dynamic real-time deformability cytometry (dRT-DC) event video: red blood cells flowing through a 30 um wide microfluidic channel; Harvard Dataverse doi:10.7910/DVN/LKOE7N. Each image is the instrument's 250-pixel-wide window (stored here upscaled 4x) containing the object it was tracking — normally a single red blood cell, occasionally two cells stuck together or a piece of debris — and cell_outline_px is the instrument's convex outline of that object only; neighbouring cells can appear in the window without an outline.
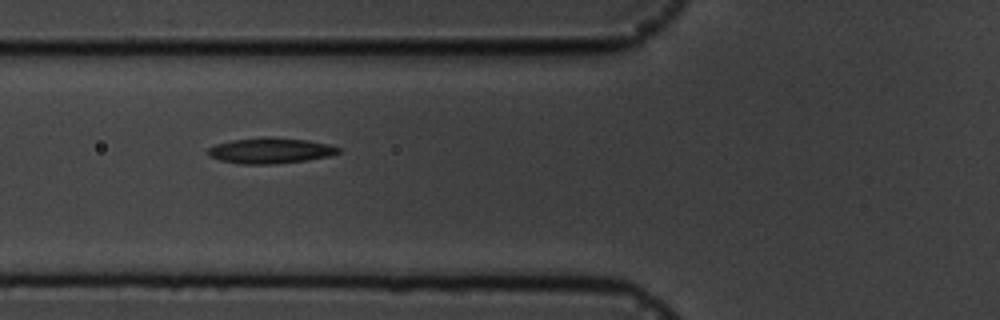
{"species": "common noctule bat (a hibernating species)", "species_latin": "Nyctalus noctula", "temperature_condition": "cold", "stored_images_in_passage": 7, "camera_frame_rate_fps": 3000, "um_per_image_px": 0.085, "animal": {"sex": "male", "body_mass_g": 19.5, "forearm_length_mm": 54.6}, "frame": {"image": 1, "passage_image": 6, "time_ms": 6.0, "image_size_px": [1000, 320], "cell_outline_px": [[340, 152], [332, 156], [304, 160], [272, 164], [240, 164], [220, 160], [208, 156], [208, 148], [216, 144], [232, 140], [264, 136], [308, 140], [328, 144], [340, 148]], "centroid_in_image_um": [22.97, 12.79], "position_along_channel_um": 102.8, "area_um2": 19.54}}
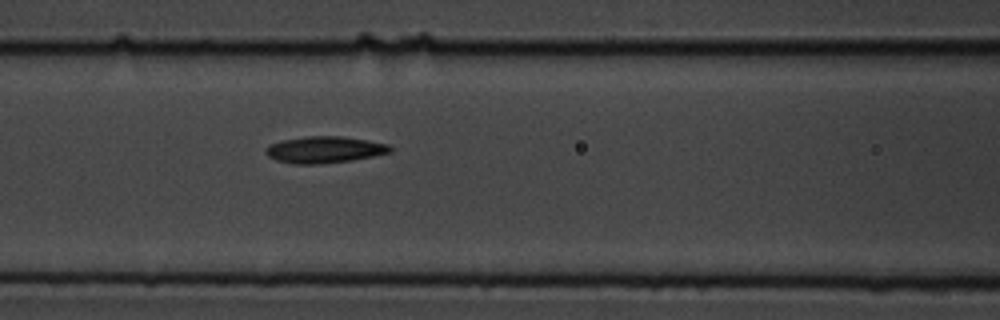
{"frame": {"image": 2, "passage_image": 7, "time_ms": 7.0, "image_size_px": [1000, 320], "cell_outline_px": [[392, 152], [352, 160], [316, 164], [292, 164], [276, 160], [268, 156], [264, 152], [264, 148], [268, 144], [284, 140], [308, 136], [340, 136], [368, 140], [388, 144], [392, 148]], "centroid_in_image_um": [27.55, 12.72], "position_along_channel_um": 139.0, "area_um2": 19.31}}